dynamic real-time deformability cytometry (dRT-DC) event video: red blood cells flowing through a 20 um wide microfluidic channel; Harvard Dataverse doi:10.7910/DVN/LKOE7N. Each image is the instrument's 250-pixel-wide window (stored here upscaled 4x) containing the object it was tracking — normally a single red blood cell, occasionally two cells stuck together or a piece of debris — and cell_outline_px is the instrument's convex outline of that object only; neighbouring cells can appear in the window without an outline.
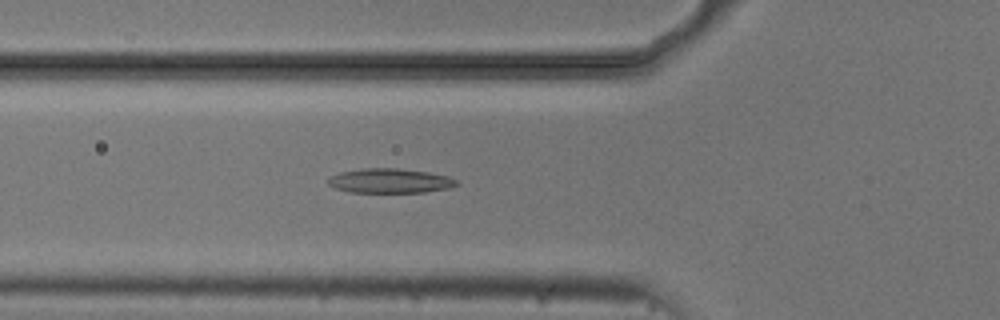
{"species": "common noctule bat (a hibernating species)", "species_latin": "Nyctalus noctula", "temperature_condition": "cold", "stored_images_in_passage": 40, "camera_frame_rate_fps": 3000, "um_per_image_px": 0.085, "animal": {"sex": "male", "body_mass_g": 20.5, "forearm_length_mm": 52.5}, "frame": {"image": 1, "passage_image": 19, "time_ms": 6.0, "image_size_px": [1000, 320], "cell_outline_px": [[460, 184], [448, 188], [424, 192], [348, 192], [336, 188], [328, 184], [328, 176], [340, 172], [360, 168], [396, 168], [428, 172], [448, 176], [456, 180]], "centroid_in_image_um": [33.12, 15.36], "position_along_channel_um": 92.7, "area_um2": 18.38}}
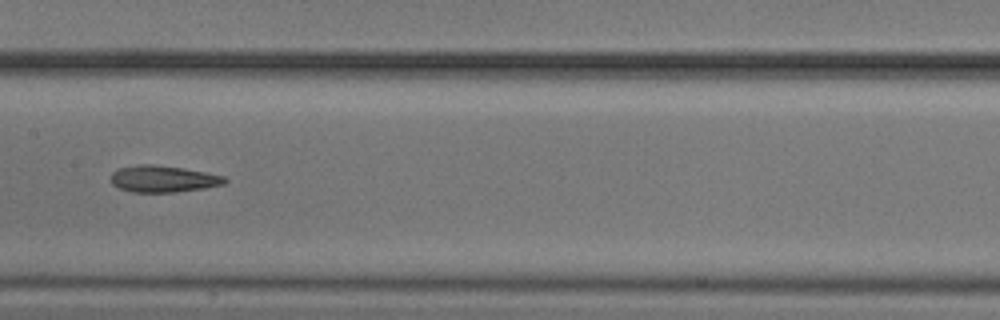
{"frame": {"image": 2, "passage_image": 27, "time_ms": 8.667, "image_size_px": [1000, 320], "cell_outline_px": [[228, 180], [224, 184], [204, 188], [176, 192], [132, 192], [120, 188], [112, 184], [112, 172], [120, 168], [140, 164], [156, 164], [184, 168], [208, 172], [224, 176]], "centroid_in_image_um": [13.9, 15.2], "position_along_channel_um": 193.5, "area_um2": 17.74}}
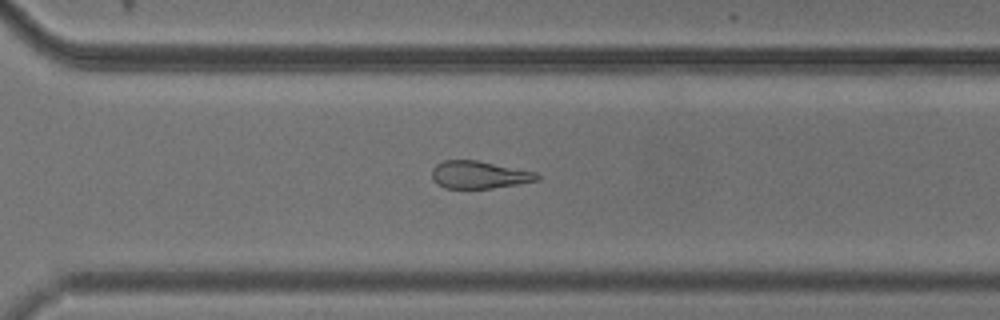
{"frame": {"image": 3, "passage_image": 38, "time_ms": 12.333, "image_size_px": [1000, 320], "cell_outline_px": [[540, 180], [492, 188], [444, 188], [436, 184], [432, 176], [432, 168], [436, 164], [444, 160], [476, 160], [536, 172], [540, 176]], "centroid_in_image_um": [40.7, 14.85], "position_along_channel_um": 329.9, "area_um2": 16.82}}